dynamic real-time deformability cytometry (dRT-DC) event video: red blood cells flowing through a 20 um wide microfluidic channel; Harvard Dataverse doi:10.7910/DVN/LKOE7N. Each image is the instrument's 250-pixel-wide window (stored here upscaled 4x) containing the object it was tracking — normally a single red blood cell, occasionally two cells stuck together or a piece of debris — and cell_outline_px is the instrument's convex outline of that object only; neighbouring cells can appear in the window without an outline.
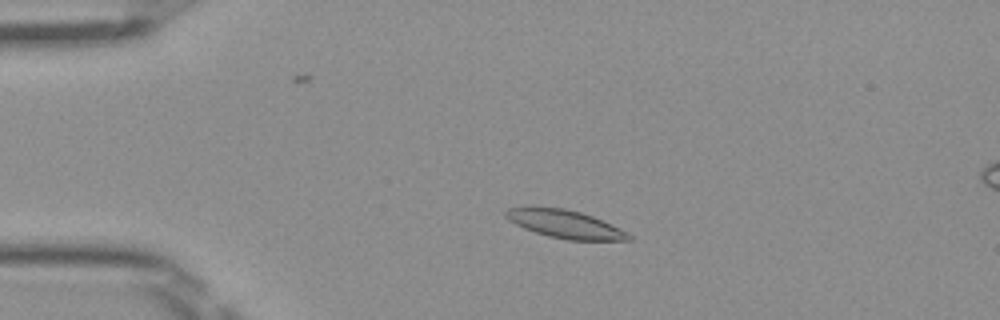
{"species": "Egyptian fruit bat (a non-hibernating species)", "species_latin": "Rousettus aegyptiacus", "temperature_condition": "room temperature", "stored_images_in_passage": 45, "camera_frame_rate_fps": 3000, "um_per_image_px": 0.085, "frame": {"image": 1, "passage_image": 6, "time_ms": 1.667, "image_size_px": [1000, 320], "cell_outline_px": [[632, 240], [568, 240], [548, 236], [524, 228], [508, 220], [504, 216], [504, 212], [508, 208], [564, 208], [580, 212], [592, 216], [612, 224], [632, 236]], "centroid_in_image_um": [48.04, 19.06], "position_along_channel_um": 37.0, "area_um2": 19.71}}
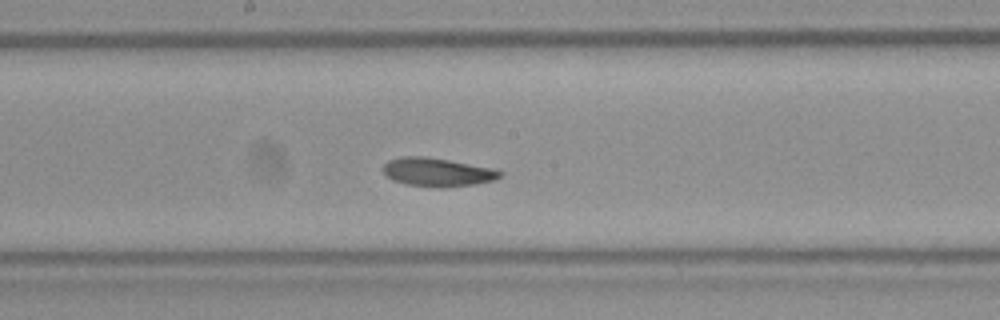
{"frame": {"image": 2, "passage_image": 22, "time_ms": 7.0, "image_size_px": [1000, 320], "cell_outline_px": [[504, 176], [492, 180], [472, 184], [440, 188], [408, 184], [392, 180], [384, 172], [384, 164], [388, 160], [404, 156], [424, 156], [448, 160], [492, 168], [504, 172]], "centroid_in_image_um": [37.19, 14.63], "position_along_channel_um": 211.0, "area_um2": 19.19}}
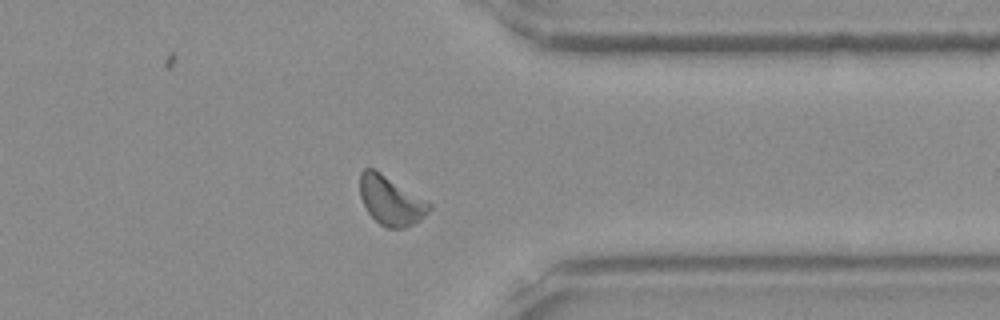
{"frame": {"image": 3, "passage_image": 35, "time_ms": 11.333, "image_size_px": [1000, 320], "cell_outline_px": [[432, 208], [420, 220], [404, 228], [388, 228], [380, 224], [368, 212], [360, 196], [360, 172], [364, 168], [372, 168], [380, 172], [432, 204]], "centroid_in_image_um": [33.21, 17.05], "position_along_channel_um": 378.2, "area_um2": 19.48}, "authors_computed_cell_mechanics": {"area_um2": 19.4208, "velocity_mm_per_s": 3.9912, "shape_relaxation_time_tau1_ms": 2.1622, "shape_relaxation_time_tau2_ms": 2.2234, "deformation_change_tau1": 0.0933, "deformation_change_tau2": 0.0718}}